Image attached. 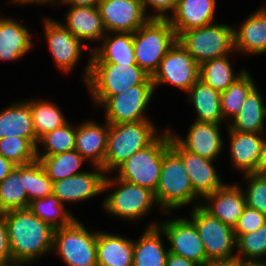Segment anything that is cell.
I'll list each match as a JSON object with an SVG mask.
<instances>
[{
	"mask_svg": "<svg viewBox=\"0 0 266 266\" xmlns=\"http://www.w3.org/2000/svg\"><path fill=\"white\" fill-rule=\"evenodd\" d=\"M95 172L82 173L53 182L52 193L63 203L82 202L104 192L106 172L95 166ZM98 172V173H97Z\"/></svg>",
	"mask_w": 266,
	"mask_h": 266,
	"instance_id": "cell-17",
	"label": "cell"
},
{
	"mask_svg": "<svg viewBox=\"0 0 266 266\" xmlns=\"http://www.w3.org/2000/svg\"><path fill=\"white\" fill-rule=\"evenodd\" d=\"M14 165L11 161L0 155V182L14 169Z\"/></svg>",
	"mask_w": 266,
	"mask_h": 266,
	"instance_id": "cell-48",
	"label": "cell"
},
{
	"mask_svg": "<svg viewBox=\"0 0 266 266\" xmlns=\"http://www.w3.org/2000/svg\"><path fill=\"white\" fill-rule=\"evenodd\" d=\"M259 92L256 86L249 92L241 110L227 125L231 130L243 133L265 132L266 105Z\"/></svg>",
	"mask_w": 266,
	"mask_h": 266,
	"instance_id": "cell-31",
	"label": "cell"
},
{
	"mask_svg": "<svg viewBox=\"0 0 266 266\" xmlns=\"http://www.w3.org/2000/svg\"><path fill=\"white\" fill-rule=\"evenodd\" d=\"M190 217L204 245L206 265L212 261L236 259V253L233 254L237 244L234 228L211 216L200 203L192 207Z\"/></svg>",
	"mask_w": 266,
	"mask_h": 266,
	"instance_id": "cell-10",
	"label": "cell"
},
{
	"mask_svg": "<svg viewBox=\"0 0 266 266\" xmlns=\"http://www.w3.org/2000/svg\"><path fill=\"white\" fill-rule=\"evenodd\" d=\"M52 182L82 173L80 169L86 160L75 150L52 156L37 157Z\"/></svg>",
	"mask_w": 266,
	"mask_h": 266,
	"instance_id": "cell-35",
	"label": "cell"
},
{
	"mask_svg": "<svg viewBox=\"0 0 266 266\" xmlns=\"http://www.w3.org/2000/svg\"><path fill=\"white\" fill-rule=\"evenodd\" d=\"M157 206L164 215L170 210L193 203L196 198L202 199L191 185L189 175L182 159L169 147L163 155L159 182L154 193Z\"/></svg>",
	"mask_w": 266,
	"mask_h": 266,
	"instance_id": "cell-4",
	"label": "cell"
},
{
	"mask_svg": "<svg viewBox=\"0 0 266 266\" xmlns=\"http://www.w3.org/2000/svg\"><path fill=\"white\" fill-rule=\"evenodd\" d=\"M247 179L246 191L243 190L246 205L266 216V175L244 174Z\"/></svg>",
	"mask_w": 266,
	"mask_h": 266,
	"instance_id": "cell-42",
	"label": "cell"
},
{
	"mask_svg": "<svg viewBox=\"0 0 266 266\" xmlns=\"http://www.w3.org/2000/svg\"><path fill=\"white\" fill-rule=\"evenodd\" d=\"M114 178H110L109 175L105 177L104 191L111 189L112 186L113 188H118L104 198L102 207L112 216L122 218L123 220L135 221L140 219V217H144L151 211L153 206L157 205L154 192L150 189L117 177Z\"/></svg>",
	"mask_w": 266,
	"mask_h": 266,
	"instance_id": "cell-8",
	"label": "cell"
},
{
	"mask_svg": "<svg viewBox=\"0 0 266 266\" xmlns=\"http://www.w3.org/2000/svg\"><path fill=\"white\" fill-rule=\"evenodd\" d=\"M0 264H12L4 214L0 213Z\"/></svg>",
	"mask_w": 266,
	"mask_h": 266,
	"instance_id": "cell-45",
	"label": "cell"
},
{
	"mask_svg": "<svg viewBox=\"0 0 266 266\" xmlns=\"http://www.w3.org/2000/svg\"><path fill=\"white\" fill-rule=\"evenodd\" d=\"M97 7L107 33H134L151 18L142 0H99Z\"/></svg>",
	"mask_w": 266,
	"mask_h": 266,
	"instance_id": "cell-13",
	"label": "cell"
},
{
	"mask_svg": "<svg viewBox=\"0 0 266 266\" xmlns=\"http://www.w3.org/2000/svg\"><path fill=\"white\" fill-rule=\"evenodd\" d=\"M90 59L84 70L83 82L96 106L129 87L153 84L151 76L137 64L90 63Z\"/></svg>",
	"mask_w": 266,
	"mask_h": 266,
	"instance_id": "cell-2",
	"label": "cell"
},
{
	"mask_svg": "<svg viewBox=\"0 0 266 266\" xmlns=\"http://www.w3.org/2000/svg\"><path fill=\"white\" fill-rule=\"evenodd\" d=\"M162 234L164 232L154 222L137 241L134 240L133 266H166L169 250L163 246Z\"/></svg>",
	"mask_w": 266,
	"mask_h": 266,
	"instance_id": "cell-28",
	"label": "cell"
},
{
	"mask_svg": "<svg viewBox=\"0 0 266 266\" xmlns=\"http://www.w3.org/2000/svg\"><path fill=\"white\" fill-rule=\"evenodd\" d=\"M166 266H201L194 261L185 259L182 256L169 252L167 257Z\"/></svg>",
	"mask_w": 266,
	"mask_h": 266,
	"instance_id": "cell-46",
	"label": "cell"
},
{
	"mask_svg": "<svg viewBox=\"0 0 266 266\" xmlns=\"http://www.w3.org/2000/svg\"><path fill=\"white\" fill-rule=\"evenodd\" d=\"M234 26L212 23L210 25L182 31L177 41L200 65L214 58L235 52Z\"/></svg>",
	"mask_w": 266,
	"mask_h": 266,
	"instance_id": "cell-7",
	"label": "cell"
},
{
	"mask_svg": "<svg viewBox=\"0 0 266 266\" xmlns=\"http://www.w3.org/2000/svg\"><path fill=\"white\" fill-rule=\"evenodd\" d=\"M64 25L77 39L100 41L106 34L97 6H69Z\"/></svg>",
	"mask_w": 266,
	"mask_h": 266,
	"instance_id": "cell-27",
	"label": "cell"
},
{
	"mask_svg": "<svg viewBox=\"0 0 266 266\" xmlns=\"http://www.w3.org/2000/svg\"><path fill=\"white\" fill-rule=\"evenodd\" d=\"M134 240L98 231L97 266H133Z\"/></svg>",
	"mask_w": 266,
	"mask_h": 266,
	"instance_id": "cell-29",
	"label": "cell"
},
{
	"mask_svg": "<svg viewBox=\"0 0 266 266\" xmlns=\"http://www.w3.org/2000/svg\"><path fill=\"white\" fill-rule=\"evenodd\" d=\"M180 0H142L143 8L145 12L147 11L148 7L151 6L152 9H155L156 13L151 15V18L156 19H167L168 18V11L171 12L176 9L178 2Z\"/></svg>",
	"mask_w": 266,
	"mask_h": 266,
	"instance_id": "cell-44",
	"label": "cell"
},
{
	"mask_svg": "<svg viewBox=\"0 0 266 266\" xmlns=\"http://www.w3.org/2000/svg\"><path fill=\"white\" fill-rule=\"evenodd\" d=\"M265 224L266 216L260 211L246 205L238 223L234 227L235 237L237 239L241 234L257 231Z\"/></svg>",
	"mask_w": 266,
	"mask_h": 266,
	"instance_id": "cell-43",
	"label": "cell"
},
{
	"mask_svg": "<svg viewBox=\"0 0 266 266\" xmlns=\"http://www.w3.org/2000/svg\"><path fill=\"white\" fill-rule=\"evenodd\" d=\"M229 130L232 165L243 173H255L264 141L263 133H243Z\"/></svg>",
	"mask_w": 266,
	"mask_h": 266,
	"instance_id": "cell-23",
	"label": "cell"
},
{
	"mask_svg": "<svg viewBox=\"0 0 266 266\" xmlns=\"http://www.w3.org/2000/svg\"><path fill=\"white\" fill-rule=\"evenodd\" d=\"M45 37L53 61L60 70L70 73L81 58L83 42L61 22L45 18Z\"/></svg>",
	"mask_w": 266,
	"mask_h": 266,
	"instance_id": "cell-15",
	"label": "cell"
},
{
	"mask_svg": "<svg viewBox=\"0 0 266 266\" xmlns=\"http://www.w3.org/2000/svg\"><path fill=\"white\" fill-rule=\"evenodd\" d=\"M228 57L214 58L200 64L199 79L219 92L225 91L245 71L243 69L235 74Z\"/></svg>",
	"mask_w": 266,
	"mask_h": 266,
	"instance_id": "cell-33",
	"label": "cell"
},
{
	"mask_svg": "<svg viewBox=\"0 0 266 266\" xmlns=\"http://www.w3.org/2000/svg\"><path fill=\"white\" fill-rule=\"evenodd\" d=\"M52 186V180L38 160L26 164L25 187L30 202L36 198H45L47 195L52 194Z\"/></svg>",
	"mask_w": 266,
	"mask_h": 266,
	"instance_id": "cell-41",
	"label": "cell"
},
{
	"mask_svg": "<svg viewBox=\"0 0 266 266\" xmlns=\"http://www.w3.org/2000/svg\"><path fill=\"white\" fill-rule=\"evenodd\" d=\"M206 266H239V259L227 260V261H212Z\"/></svg>",
	"mask_w": 266,
	"mask_h": 266,
	"instance_id": "cell-50",
	"label": "cell"
},
{
	"mask_svg": "<svg viewBox=\"0 0 266 266\" xmlns=\"http://www.w3.org/2000/svg\"><path fill=\"white\" fill-rule=\"evenodd\" d=\"M76 126L67 122L62 127L57 128L39 138L38 144H42L43 153L36 148V156H52L75 149ZM45 151V152H44Z\"/></svg>",
	"mask_w": 266,
	"mask_h": 266,
	"instance_id": "cell-38",
	"label": "cell"
},
{
	"mask_svg": "<svg viewBox=\"0 0 266 266\" xmlns=\"http://www.w3.org/2000/svg\"><path fill=\"white\" fill-rule=\"evenodd\" d=\"M255 173L260 175H266V138H264L261 147L260 157L257 163Z\"/></svg>",
	"mask_w": 266,
	"mask_h": 266,
	"instance_id": "cell-47",
	"label": "cell"
},
{
	"mask_svg": "<svg viewBox=\"0 0 266 266\" xmlns=\"http://www.w3.org/2000/svg\"><path fill=\"white\" fill-rule=\"evenodd\" d=\"M216 0H180L168 20L177 36L193 28L214 23Z\"/></svg>",
	"mask_w": 266,
	"mask_h": 266,
	"instance_id": "cell-21",
	"label": "cell"
},
{
	"mask_svg": "<svg viewBox=\"0 0 266 266\" xmlns=\"http://www.w3.org/2000/svg\"><path fill=\"white\" fill-rule=\"evenodd\" d=\"M61 2L70 6L94 7L98 5L99 0H62Z\"/></svg>",
	"mask_w": 266,
	"mask_h": 266,
	"instance_id": "cell-49",
	"label": "cell"
},
{
	"mask_svg": "<svg viewBox=\"0 0 266 266\" xmlns=\"http://www.w3.org/2000/svg\"><path fill=\"white\" fill-rule=\"evenodd\" d=\"M170 148L182 159L193 190L202 199L205 195L224 185L213 166V160L186 150L172 135L170 137Z\"/></svg>",
	"mask_w": 266,
	"mask_h": 266,
	"instance_id": "cell-16",
	"label": "cell"
},
{
	"mask_svg": "<svg viewBox=\"0 0 266 266\" xmlns=\"http://www.w3.org/2000/svg\"><path fill=\"white\" fill-rule=\"evenodd\" d=\"M27 102L30 105L33 127L38 139L68 122L59 107L52 102L38 99Z\"/></svg>",
	"mask_w": 266,
	"mask_h": 266,
	"instance_id": "cell-36",
	"label": "cell"
},
{
	"mask_svg": "<svg viewBox=\"0 0 266 266\" xmlns=\"http://www.w3.org/2000/svg\"><path fill=\"white\" fill-rule=\"evenodd\" d=\"M26 165L15 166L0 182V213L27 208Z\"/></svg>",
	"mask_w": 266,
	"mask_h": 266,
	"instance_id": "cell-32",
	"label": "cell"
},
{
	"mask_svg": "<svg viewBox=\"0 0 266 266\" xmlns=\"http://www.w3.org/2000/svg\"><path fill=\"white\" fill-rule=\"evenodd\" d=\"M239 266H266L265 260H239Z\"/></svg>",
	"mask_w": 266,
	"mask_h": 266,
	"instance_id": "cell-51",
	"label": "cell"
},
{
	"mask_svg": "<svg viewBox=\"0 0 266 266\" xmlns=\"http://www.w3.org/2000/svg\"><path fill=\"white\" fill-rule=\"evenodd\" d=\"M236 248L238 249L236 253V259L265 260L266 224L261 226L257 231L241 234L237 238Z\"/></svg>",
	"mask_w": 266,
	"mask_h": 266,
	"instance_id": "cell-40",
	"label": "cell"
},
{
	"mask_svg": "<svg viewBox=\"0 0 266 266\" xmlns=\"http://www.w3.org/2000/svg\"><path fill=\"white\" fill-rule=\"evenodd\" d=\"M12 136L26 138L39 148V139L35 135L31 109L27 100L0 110V139Z\"/></svg>",
	"mask_w": 266,
	"mask_h": 266,
	"instance_id": "cell-25",
	"label": "cell"
},
{
	"mask_svg": "<svg viewBox=\"0 0 266 266\" xmlns=\"http://www.w3.org/2000/svg\"><path fill=\"white\" fill-rule=\"evenodd\" d=\"M164 232L170 247L169 252L182 256L185 259L206 266V254L204 245L198 235L196 226L187 218H172L157 224Z\"/></svg>",
	"mask_w": 266,
	"mask_h": 266,
	"instance_id": "cell-14",
	"label": "cell"
},
{
	"mask_svg": "<svg viewBox=\"0 0 266 266\" xmlns=\"http://www.w3.org/2000/svg\"><path fill=\"white\" fill-rule=\"evenodd\" d=\"M196 112L195 121L222 124L221 92L198 79L187 91Z\"/></svg>",
	"mask_w": 266,
	"mask_h": 266,
	"instance_id": "cell-30",
	"label": "cell"
},
{
	"mask_svg": "<svg viewBox=\"0 0 266 266\" xmlns=\"http://www.w3.org/2000/svg\"><path fill=\"white\" fill-rule=\"evenodd\" d=\"M221 124L194 121L185 139L173 132L171 135L188 151L201 157L216 160L222 153L224 142L220 133Z\"/></svg>",
	"mask_w": 266,
	"mask_h": 266,
	"instance_id": "cell-19",
	"label": "cell"
},
{
	"mask_svg": "<svg viewBox=\"0 0 266 266\" xmlns=\"http://www.w3.org/2000/svg\"><path fill=\"white\" fill-rule=\"evenodd\" d=\"M97 235L98 231L89 232L76 218L54 230L52 250L66 266H97Z\"/></svg>",
	"mask_w": 266,
	"mask_h": 266,
	"instance_id": "cell-9",
	"label": "cell"
},
{
	"mask_svg": "<svg viewBox=\"0 0 266 266\" xmlns=\"http://www.w3.org/2000/svg\"><path fill=\"white\" fill-rule=\"evenodd\" d=\"M171 128L159 136L147 147L136 151L116 170L117 178L145 187L155 193L163 163L164 152L170 147Z\"/></svg>",
	"mask_w": 266,
	"mask_h": 266,
	"instance_id": "cell-6",
	"label": "cell"
},
{
	"mask_svg": "<svg viewBox=\"0 0 266 266\" xmlns=\"http://www.w3.org/2000/svg\"><path fill=\"white\" fill-rule=\"evenodd\" d=\"M176 42L177 34L168 19L150 18L133 33L136 64L152 77Z\"/></svg>",
	"mask_w": 266,
	"mask_h": 266,
	"instance_id": "cell-5",
	"label": "cell"
},
{
	"mask_svg": "<svg viewBox=\"0 0 266 266\" xmlns=\"http://www.w3.org/2000/svg\"><path fill=\"white\" fill-rule=\"evenodd\" d=\"M234 30L235 52L245 55L266 53V7L259 9Z\"/></svg>",
	"mask_w": 266,
	"mask_h": 266,
	"instance_id": "cell-22",
	"label": "cell"
},
{
	"mask_svg": "<svg viewBox=\"0 0 266 266\" xmlns=\"http://www.w3.org/2000/svg\"><path fill=\"white\" fill-rule=\"evenodd\" d=\"M101 42L97 49L91 47L90 63L136 64L133 33H106Z\"/></svg>",
	"mask_w": 266,
	"mask_h": 266,
	"instance_id": "cell-24",
	"label": "cell"
},
{
	"mask_svg": "<svg viewBox=\"0 0 266 266\" xmlns=\"http://www.w3.org/2000/svg\"><path fill=\"white\" fill-rule=\"evenodd\" d=\"M57 1H60V3H61L62 0H57ZM57 1L56 0H22L20 3H23V4H25V3L26 4H28V3L29 4L30 3H33V4L35 3L36 4L37 3V5L38 4H46V3L49 4L50 3V5H54L55 6L56 5L55 3Z\"/></svg>",
	"mask_w": 266,
	"mask_h": 266,
	"instance_id": "cell-52",
	"label": "cell"
},
{
	"mask_svg": "<svg viewBox=\"0 0 266 266\" xmlns=\"http://www.w3.org/2000/svg\"><path fill=\"white\" fill-rule=\"evenodd\" d=\"M29 30L19 21L0 18V61L21 59L33 47Z\"/></svg>",
	"mask_w": 266,
	"mask_h": 266,
	"instance_id": "cell-26",
	"label": "cell"
},
{
	"mask_svg": "<svg viewBox=\"0 0 266 266\" xmlns=\"http://www.w3.org/2000/svg\"><path fill=\"white\" fill-rule=\"evenodd\" d=\"M154 93V84H140L108 97L102 103L105 107V121L109 124H119L149 120L144 116L145 109Z\"/></svg>",
	"mask_w": 266,
	"mask_h": 266,
	"instance_id": "cell-11",
	"label": "cell"
},
{
	"mask_svg": "<svg viewBox=\"0 0 266 266\" xmlns=\"http://www.w3.org/2000/svg\"><path fill=\"white\" fill-rule=\"evenodd\" d=\"M0 155L16 166L37 160L36 147L26 138L13 136L0 139Z\"/></svg>",
	"mask_w": 266,
	"mask_h": 266,
	"instance_id": "cell-39",
	"label": "cell"
},
{
	"mask_svg": "<svg viewBox=\"0 0 266 266\" xmlns=\"http://www.w3.org/2000/svg\"><path fill=\"white\" fill-rule=\"evenodd\" d=\"M21 1H22V0H11V3H14V4H15V3H18V4H19Z\"/></svg>",
	"mask_w": 266,
	"mask_h": 266,
	"instance_id": "cell-53",
	"label": "cell"
},
{
	"mask_svg": "<svg viewBox=\"0 0 266 266\" xmlns=\"http://www.w3.org/2000/svg\"><path fill=\"white\" fill-rule=\"evenodd\" d=\"M39 219L58 229L71 224L76 217L69 213L60 199L53 193L45 198H36L28 206Z\"/></svg>",
	"mask_w": 266,
	"mask_h": 266,
	"instance_id": "cell-34",
	"label": "cell"
},
{
	"mask_svg": "<svg viewBox=\"0 0 266 266\" xmlns=\"http://www.w3.org/2000/svg\"><path fill=\"white\" fill-rule=\"evenodd\" d=\"M3 214L12 264L26 265L52 251L55 229L35 216L28 207Z\"/></svg>",
	"mask_w": 266,
	"mask_h": 266,
	"instance_id": "cell-1",
	"label": "cell"
},
{
	"mask_svg": "<svg viewBox=\"0 0 266 266\" xmlns=\"http://www.w3.org/2000/svg\"><path fill=\"white\" fill-rule=\"evenodd\" d=\"M100 125L94 121H83L76 126L75 150L92 165L101 167L107 149L109 123Z\"/></svg>",
	"mask_w": 266,
	"mask_h": 266,
	"instance_id": "cell-20",
	"label": "cell"
},
{
	"mask_svg": "<svg viewBox=\"0 0 266 266\" xmlns=\"http://www.w3.org/2000/svg\"><path fill=\"white\" fill-rule=\"evenodd\" d=\"M254 87V80L245 70L225 91L221 92V111L225 120L232 121Z\"/></svg>",
	"mask_w": 266,
	"mask_h": 266,
	"instance_id": "cell-37",
	"label": "cell"
},
{
	"mask_svg": "<svg viewBox=\"0 0 266 266\" xmlns=\"http://www.w3.org/2000/svg\"><path fill=\"white\" fill-rule=\"evenodd\" d=\"M200 206L211 216L234 228L246 206L243 190L236 184H224L216 191L203 197ZM205 203V204H204Z\"/></svg>",
	"mask_w": 266,
	"mask_h": 266,
	"instance_id": "cell-18",
	"label": "cell"
},
{
	"mask_svg": "<svg viewBox=\"0 0 266 266\" xmlns=\"http://www.w3.org/2000/svg\"><path fill=\"white\" fill-rule=\"evenodd\" d=\"M0 266H16L14 264H0Z\"/></svg>",
	"mask_w": 266,
	"mask_h": 266,
	"instance_id": "cell-54",
	"label": "cell"
},
{
	"mask_svg": "<svg viewBox=\"0 0 266 266\" xmlns=\"http://www.w3.org/2000/svg\"><path fill=\"white\" fill-rule=\"evenodd\" d=\"M151 120L109 124L107 149L102 165L106 174L114 172L136 151L150 145L159 135Z\"/></svg>",
	"mask_w": 266,
	"mask_h": 266,
	"instance_id": "cell-3",
	"label": "cell"
},
{
	"mask_svg": "<svg viewBox=\"0 0 266 266\" xmlns=\"http://www.w3.org/2000/svg\"><path fill=\"white\" fill-rule=\"evenodd\" d=\"M154 88L163 83L187 92L199 79V64L177 41L160 62L158 70L151 77Z\"/></svg>",
	"mask_w": 266,
	"mask_h": 266,
	"instance_id": "cell-12",
	"label": "cell"
}]
</instances>
